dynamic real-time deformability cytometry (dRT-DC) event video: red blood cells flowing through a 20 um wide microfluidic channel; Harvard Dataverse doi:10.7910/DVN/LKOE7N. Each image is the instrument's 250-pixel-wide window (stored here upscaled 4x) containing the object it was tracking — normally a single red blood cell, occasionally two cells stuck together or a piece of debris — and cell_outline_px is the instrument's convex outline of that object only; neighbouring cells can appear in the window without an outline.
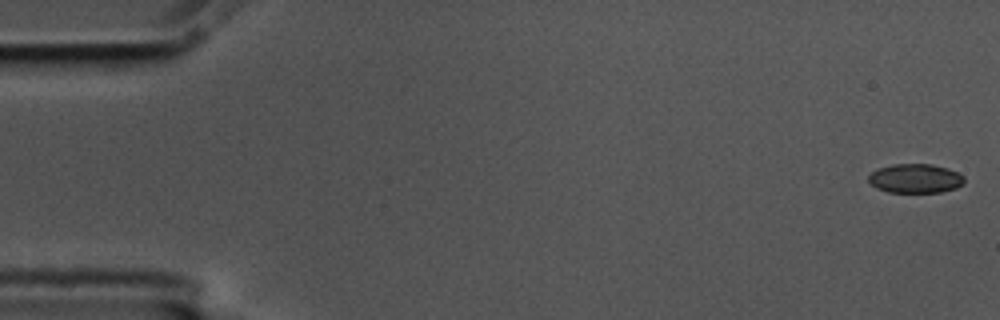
{"species": "common noctule bat (a hibernating species)", "species_latin": "Nyctalus noctula", "temperature_condition": "cold", "stored_images_in_passage": 12, "camera_frame_rate_fps": 3000, "um_per_image_px": 0.085, "animal": {"sex": "male", "body_mass_g": 17.5, "forearm_length_mm": 52.3}, "frame": {"image": 1, "passage_image": 1, "time_ms": 0.0, "image_size_px": [1000, 320], "cell_outline_px": [[964, 184], [956, 188], [940, 192], [888, 192], [876, 188], [868, 180], [868, 176], [876, 168], [892, 164], [932, 164], [948, 168], [964, 176]], "centroid_in_image_um": [77.8, 15.16], "position_along_channel_um": 7.2, "area_um2": 16.36}}